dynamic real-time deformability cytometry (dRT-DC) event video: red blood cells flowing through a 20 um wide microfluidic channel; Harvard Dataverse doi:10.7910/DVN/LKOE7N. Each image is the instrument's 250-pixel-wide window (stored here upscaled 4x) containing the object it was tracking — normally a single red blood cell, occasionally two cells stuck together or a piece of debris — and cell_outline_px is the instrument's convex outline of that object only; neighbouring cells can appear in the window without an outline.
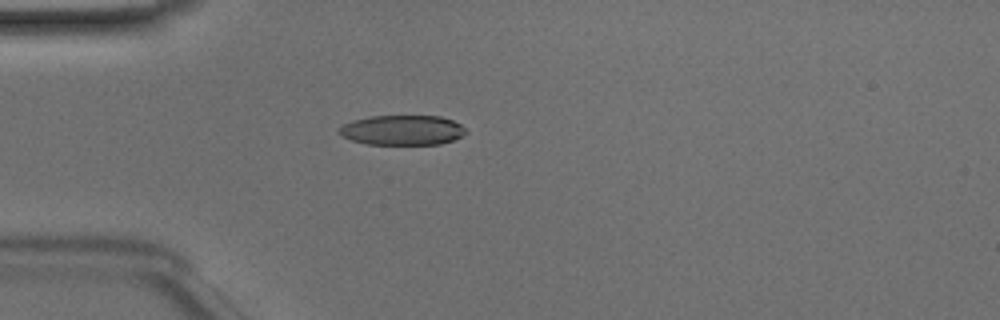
{"species": "Egyptian fruit bat (a non-hibernating species)", "species_latin": "Rousettus aegyptiacus", "temperature_condition": "room temperature", "stored_images_in_passage": 36, "camera_frame_rate_fps": 3000, "um_per_image_px": 0.085, "animal": {"sex": "male"}, "frame": {"image": 1, "passage_image": 1, "time_ms": 0.0, "image_size_px": [1000, 320], "cell_outline_px": [[468, 132], [452, 140], [440, 144], [368, 144], [352, 140], [340, 136], [336, 132], [344, 124], [352, 120], [372, 116], [440, 116], [452, 120], [460, 124]], "centroid_in_image_um": [34.17, 11.06], "position_along_channel_um": 50.8, "area_um2": 22.02}}
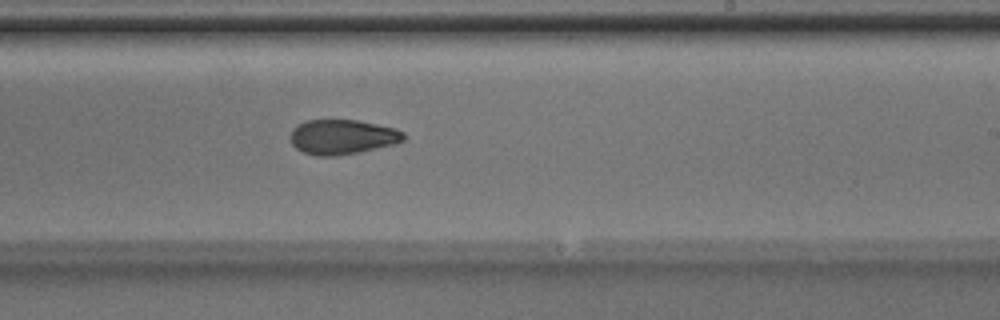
{"frame": {"image": 2, "passage_image": 17, "time_ms": 5.333, "image_size_px": [1000, 320], "cell_outline_px": [[404, 140], [396, 144], [360, 152], [336, 156], [316, 156], [304, 152], [296, 148], [292, 144], [292, 128], [296, 124], [304, 120], [356, 120], [396, 128], [404, 132]], "centroid_in_image_um": [29.11, 11.64], "position_along_channel_um": 259.9, "area_um2": 23.06}}
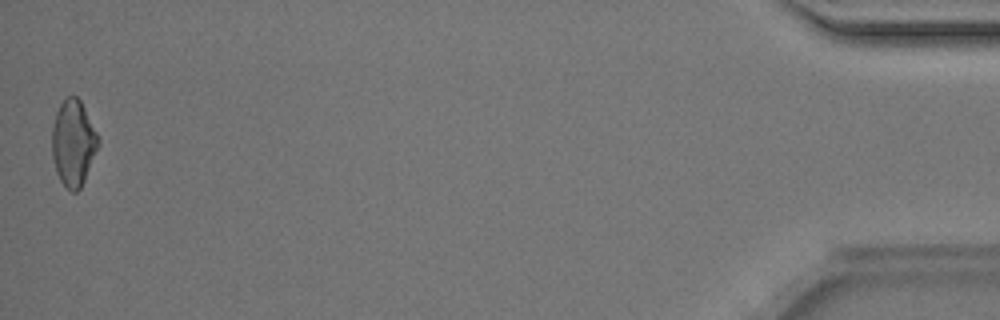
{"frame": {"image": 3, "passage_image": 36, "time_ms": 11.667, "image_size_px": [1000, 320], "cell_outline_px": [[100, 140], [84, 180], [80, 188], [76, 192], [72, 192], [60, 180], [56, 172], [52, 156], [52, 128], [56, 112], [60, 104], [68, 96], [76, 96], [80, 100]], "centroid_in_image_um": [6.21, 12.15], "position_along_channel_um": 429.0, "area_um2": 22.72}, "authors_computed_cell_mechanics": {"area_um2": 23.0044, "velocity_mm_per_s": 4.1457, "shape_relaxation_time_tau1_ms": 4.1854, "shape_relaxation_time_tau2_ms": 3.911, "deformation_change_tau1": 0.1277, "deformation_change_tau2": 0.1019}}